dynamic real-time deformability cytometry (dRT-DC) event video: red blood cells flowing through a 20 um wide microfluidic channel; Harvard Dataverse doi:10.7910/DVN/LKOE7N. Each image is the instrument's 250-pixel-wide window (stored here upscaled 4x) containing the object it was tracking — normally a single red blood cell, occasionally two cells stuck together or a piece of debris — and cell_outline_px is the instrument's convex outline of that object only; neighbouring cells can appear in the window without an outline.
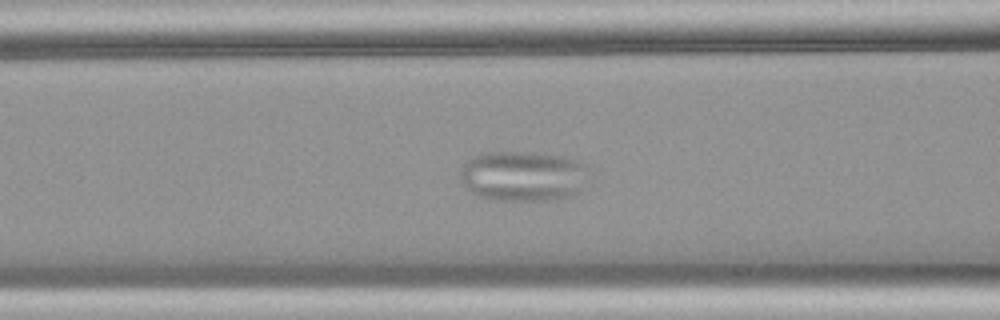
{"species": "common noctule bat (a hibernating species)", "species_latin": "Nyctalus noctula", "temperature_condition": "warm", "stored_images_in_passage": 37, "camera_frame_rate_fps": 3000, "um_per_image_px": 0.085, "animal": {"sex": "female", "body_mass_g": 18.4}, "frame": {"image": 1, "passage_image": 11, "time_ms": 3.333, "image_size_px": [1000, 320], "cell_outline_px": [[588, 168], [580, 192], [572, 196], [544, 200], [488, 200], [472, 192], [464, 184], [460, 176], [460, 168], [468, 160], [480, 152], [520, 152], [560, 156], [576, 160], [588, 164]], "centroid_in_image_um": [44.44, 14.97], "position_along_channel_um": 122.2, "area_um2": 37.57}}